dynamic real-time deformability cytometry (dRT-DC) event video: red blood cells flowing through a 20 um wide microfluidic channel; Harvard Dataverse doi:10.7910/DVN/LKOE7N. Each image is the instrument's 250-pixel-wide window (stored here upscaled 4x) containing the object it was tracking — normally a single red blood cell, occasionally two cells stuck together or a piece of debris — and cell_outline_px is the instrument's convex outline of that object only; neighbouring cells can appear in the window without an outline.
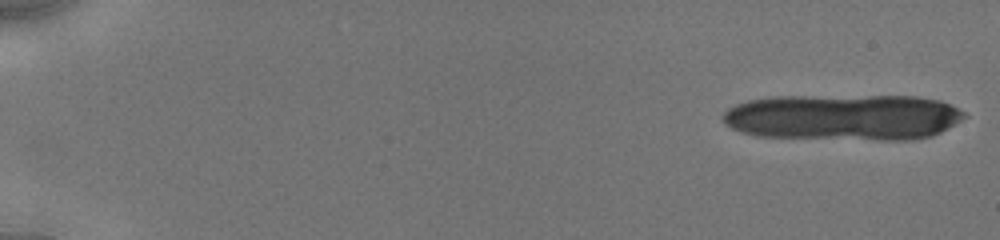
{"species": "human", "species_latin": "Homo sapiens", "temperature_condition": "cold", "stored_images_in_passage": 17, "camera_frame_rate_fps": 3000, "um_per_image_px": 0.085, "donor": {"sex": "male"}, "frame": {"image": 1, "passage_image": 1, "time_ms": 0.0, "image_size_px": [1000, 240], "cell_outline_px": [[968, 116], [948, 128], [932, 136], [912, 140], [876, 140], [756, 136], [740, 132], [724, 124], [720, 116], [728, 108], [736, 104], [748, 100], [772, 96], [916, 96], [940, 100], [964, 112]], "centroid_in_image_um": [71.66, 9.96], "position_along_channel_um": 13.3, "area_um2": 65.66}}